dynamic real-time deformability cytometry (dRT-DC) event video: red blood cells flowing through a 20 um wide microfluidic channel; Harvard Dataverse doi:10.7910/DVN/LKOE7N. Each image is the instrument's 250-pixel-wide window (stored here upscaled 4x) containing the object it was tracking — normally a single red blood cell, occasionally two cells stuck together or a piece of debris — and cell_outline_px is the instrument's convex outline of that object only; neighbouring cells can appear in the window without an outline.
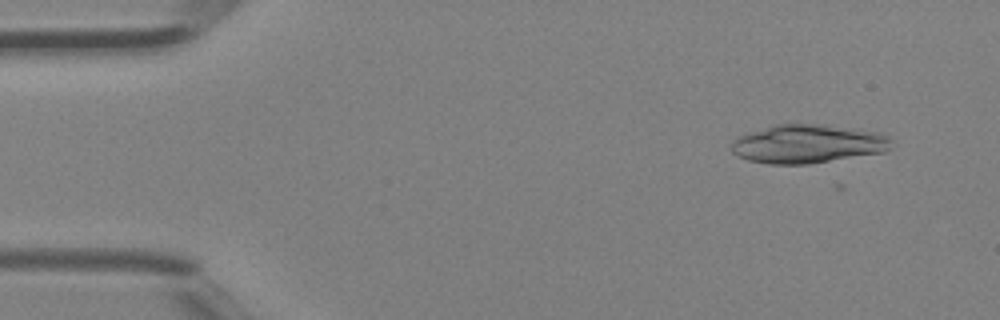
{"species": "Egyptian fruit bat (a non-hibernating species)", "species_latin": "Rousettus aegyptiacus", "temperature_condition": "room temperature", "stored_images_in_passage": 5, "camera_frame_rate_fps": 3000, "um_per_image_px": 0.085, "animal": {"sex": "female"}, "frame": {"image": 1, "passage_image": 2, "time_ms": 0.333, "image_size_px": [1000, 320], "cell_outline_px": [[892, 140], [888, 148], [884, 152], [808, 164], [768, 164], [748, 160], [732, 152], [732, 140], [748, 132], [776, 124], [828, 124], [860, 128], [880, 132], [888, 136]], "centroid_in_image_um": [68.69, 12.21], "position_along_channel_um": 16.3, "area_um2": 36.24}}